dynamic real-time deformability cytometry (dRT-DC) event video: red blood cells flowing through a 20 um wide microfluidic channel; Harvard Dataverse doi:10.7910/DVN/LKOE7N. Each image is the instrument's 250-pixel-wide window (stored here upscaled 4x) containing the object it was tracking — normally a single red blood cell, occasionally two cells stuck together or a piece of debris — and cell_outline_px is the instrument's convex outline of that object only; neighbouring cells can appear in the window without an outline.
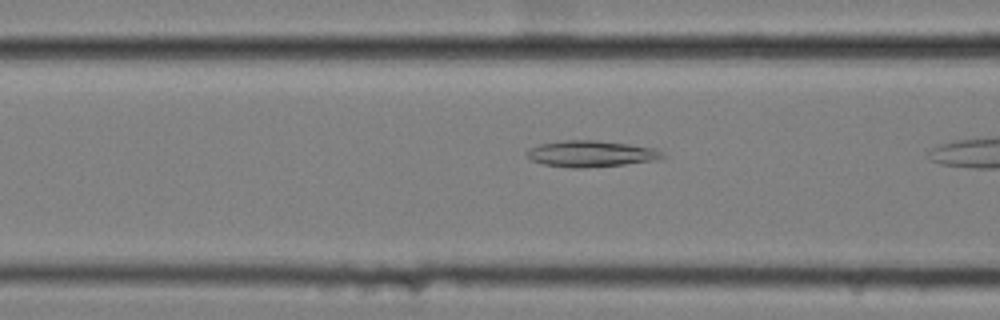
{"species": "common noctule bat (a hibernating species)", "species_latin": "Nyctalus noctula", "temperature_condition": "cold", "stored_images_in_passage": 7, "camera_frame_rate_fps": 3000, "um_per_image_px": 0.085, "animal": {"sex": "female", "body_mass_g": 25.1}, "frame": {"image": 1, "passage_image": 5, "time_ms": 1.333, "image_size_px": [1000, 320], "cell_outline_px": [[664, 156], [652, 160], [624, 164], [584, 168], [572, 168], [544, 164], [532, 160], [524, 156], [524, 152], [528, 148], [540, 144], [564, 140], [596, 140], [628, 144], [656, 148], [664, 152]], "centroid_in_image_um": [50.17, 13.06], "position_along_channel_um": 116.4, "area_um2": 20.75}}